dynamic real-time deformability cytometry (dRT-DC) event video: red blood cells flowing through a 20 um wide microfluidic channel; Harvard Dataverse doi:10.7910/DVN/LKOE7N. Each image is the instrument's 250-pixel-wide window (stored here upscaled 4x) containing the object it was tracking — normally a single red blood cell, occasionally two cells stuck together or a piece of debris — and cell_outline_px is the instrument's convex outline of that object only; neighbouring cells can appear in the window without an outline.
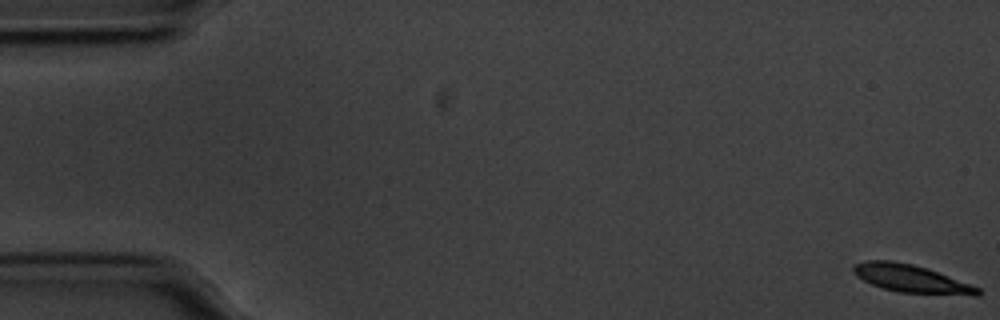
{"species": "common noctule bat (a hibernating species)", "species_latin": "Nyctalus noctula", "temperature_condition": "cold", "stored_images_in_passage": 57, "camera_frame_rate_fps": 3000, "um_per_image_px": 0.085, "animal": {"sex": "male", "body_mass_g": 20.1, "forearm_length_mm": 53.5}, "frame": {"image": 1, "passage_image": 1, "time_ms": 0.0, "image_size_px": [1000, 320], "cell_outline_px": [[980, 296], [972, 296], [900, 292], [884, 288], [872, 284], [856, 276], [852, 272], [852, 264], [864, 260], [892, 260], [912, 264], [928, 268], [980, 288]], "centroid_in_image_um": [77.44, 23.68], "position_along_channel_um": 7.6, "area_um2": 20.29}}
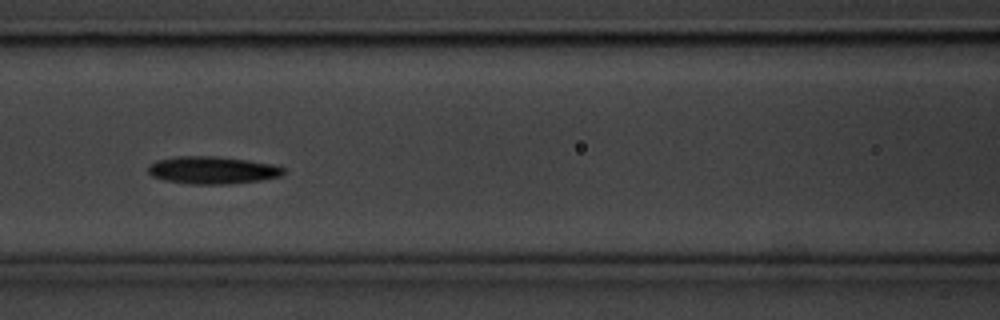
{"frame": {"image": 2, "passage_image": 25, "time_ms": 8.0, "image_size_px": [1000, 320], "cell_outline_px": [[284, 172], [280, 176], [260, 180], [228, 184], [188, 184], [164, 180], [152, 176], [148, 172], [148, 164], [156, 160], [176, 156], [216, 156], [248, 160], [272, 164], [284, 168]], "centroid_in_image_um": [18.0, 14.46], "position_along_channel_um": 148.6, "area_um2": 21.73}}
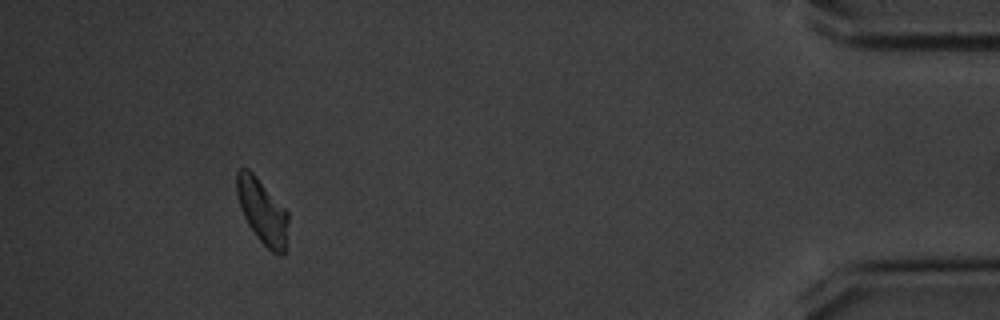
{"frame": {"image": 3, "passage_image": 53, "time_ms": 17.333, "image_size_px": [1000, 320], "cell_outline_px": [[288, 252], [280, 256], [276, 256], [256, 236], [248, 224], [240, 208], [236, 192], [236, 172], [240, 168], [248, 168], [256, 176], [288, 212]], "centroid_in_image_um": [22.33, 18.02], "position_along_channel_um": 412.9, "area_um2": 19.77}, "authors_computed_cell_mechanics": {"area_um2": 20.3456, "velocity_mm_per_s": 3.504, "shape_relaxation_time_tau1_ms": 2.1001, "shape_relaxation_time_tau2_ms": null, "deformation_change_tau1": 0.1047, "deformation_change_tau2": null}}